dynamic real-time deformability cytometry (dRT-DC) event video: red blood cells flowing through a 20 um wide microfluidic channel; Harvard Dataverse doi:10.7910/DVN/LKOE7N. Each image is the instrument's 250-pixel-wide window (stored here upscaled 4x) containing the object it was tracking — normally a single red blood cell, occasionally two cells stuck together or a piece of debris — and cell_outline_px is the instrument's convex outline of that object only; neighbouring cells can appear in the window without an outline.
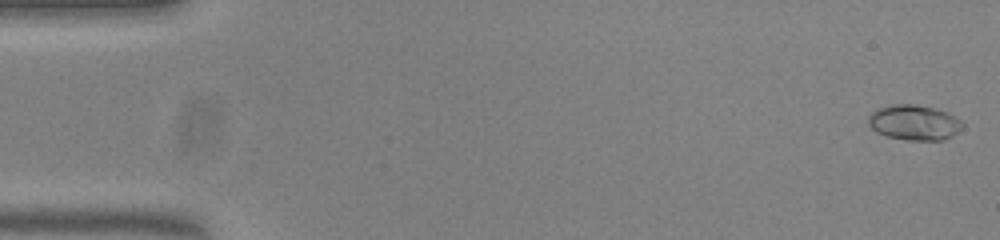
{"species": "common noctule bat (a hibernating species)", "species_latin": "Nyctalus noctula", "temperature_condition": "warm", "stored_images_in_passage": 53, "camera_frame_rate_fps": 3000, "um_per_image_px": 0.085, "animal": {"sex": "female", "body_mass_g": 23.0, "forearm_length_mm": 53.4}, "frame": {"image": 1, "passage_image": 1, "time_ms": 0.0, "image_size_px": [1000, 240], "cell_outline_px": [[964, 124], [952, 136], [940, 140], [908, 140], [888, 136], [876, 132], [868, 124], [868, 116], [876, 108], [892, 104], [916, 104], [936, 108], [948, 112], [956, 116]], "centroid_in_image_um": [77.69, 10.39], "position_along_channel_um": 7.3, "area_um2": 19.42}}
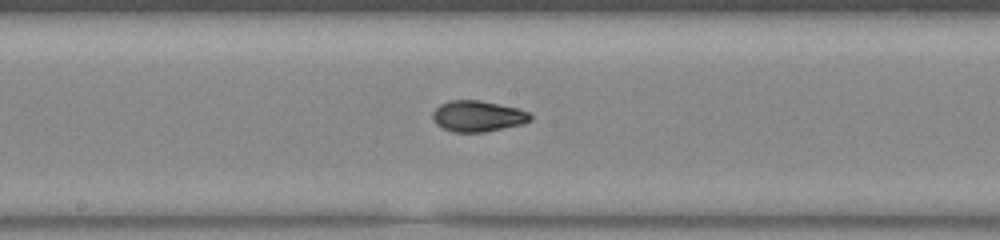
{"frame": {"image": 2, "passage_image": 28, "time_ms": 9.0, "image_size_px": [1000, 240], "cell_outline_px": [[532, 120], [524, 124], [484, 132], [452, 132], [436, 124], [432, 120], [432, 112], [440, 104], [448, 100], [480, 100], [516, 108], [528, 112], [532, 116]], "centroid_in_image_um": [40.59, 9.87], "position_along_channel_um": 207.6, "area_um2": 17.74}}
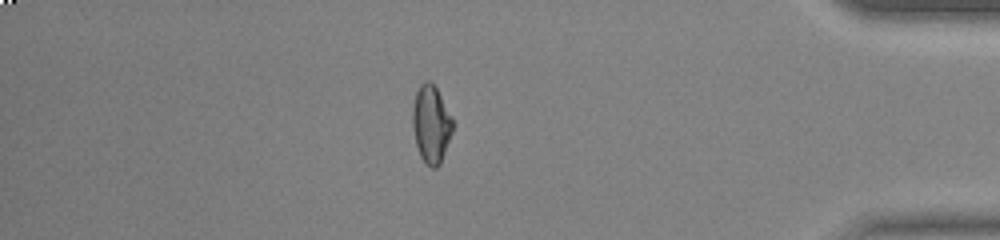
{"frame": {"image": 3, "passage_image": 46, "time_ms": 15.0, "image_size_px": [1000, 240], "cell_outline_px": [[452, 132], [440, 164], [436, 168], [432, 168], [420, 156], [416, 144], [412, 128], [412, 108], [416, 92], [420, 84], [424, 80], [432, 80], [452, 116]], "centroid_in_image_um": [36.63, 10.5], "position_along_channel_um": 398.6, "area_um2": 18.21}, "authors_computed_cell_mechanics": {"area_um2": 17.8602, "velocity_mm_per_s": 3.8304, "shape_relaxation_time_tau1_ms": null, "shape_relaxation_time_tau2_ms": 1.0788, "deformation_change_tau1": null, "deformation_change_tau2": 0.0406}}